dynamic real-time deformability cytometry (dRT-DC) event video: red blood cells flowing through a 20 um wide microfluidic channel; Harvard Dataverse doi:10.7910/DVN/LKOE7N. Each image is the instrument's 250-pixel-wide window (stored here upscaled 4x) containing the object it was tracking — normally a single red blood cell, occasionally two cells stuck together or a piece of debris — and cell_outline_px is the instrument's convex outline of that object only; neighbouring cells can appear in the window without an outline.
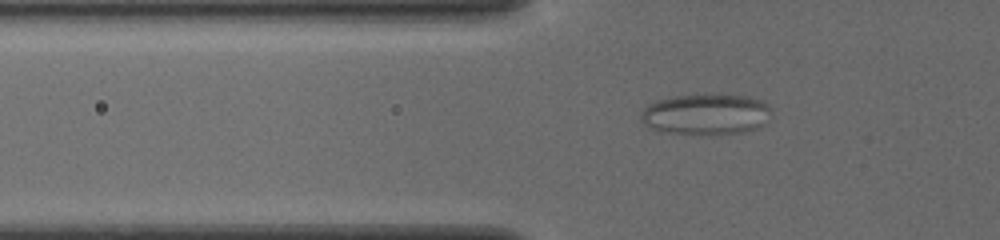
{"species": "common noctule bat (a hibernating species)", "species_latin": "Nyctalus noctula", "temperature_condition": "cold", "stored_images_in_passage": 44, "camera_frame_rate_fps": 3000, "um_per_image_px": 0.085, "animal": {"sex": "female", "body_mass_g": 19.5, "forearm_length_mm": 54.1}, "frame": {"image": 1, "passage_image": 8, "time_ms": 2.333, "image_size_px": [1000, 240], "cell_outline_px": [[768, 108], [760, 124], [756, 128], [744, 132], [716, 136], [700, 136], [656, 132], [644, 124], [640, 120], [640, 116], [644, 108], [660, 100], [676, 96], [748, 96], [760, 100]], "centroid_in_image_um": [59.87, 9.79], "position_along_channel_um": 65.9, "area_um2": 30.63}}
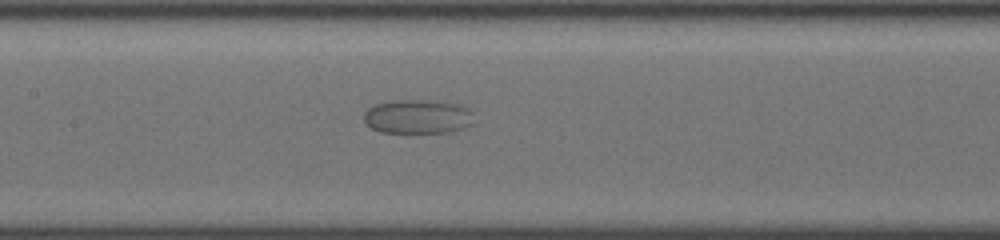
{"frame": {"image": 2, "passage_image": 17, "time_ms": 5.333, "image_size_px": [1000, 240], "cell_outline_px": [[472, 124], [448, 132], [380, 132], [372, 128], [364, 120], [364, 112], [368, 108], [376, 104], [400, 100], [416, 100], [456, 104], [468, 108], [472, 112]], "centroid_in_image_um": [35.48, 9.92], "position_along_channel_um": 171.9, "area_um2": 21.33}}
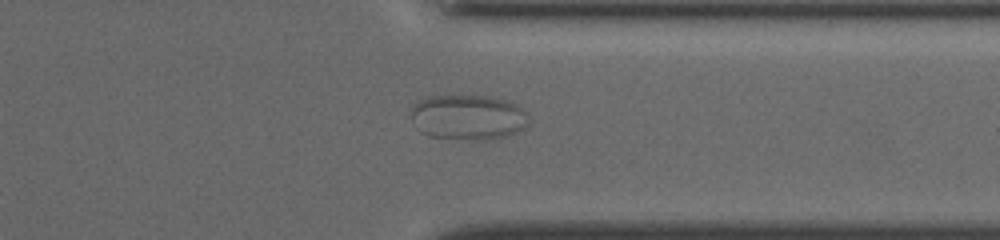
{"frame": {"image": 3, "passage_image": 33, "time_ms": 10.667, "image_size_px": [1000, 240], "cell_outline_px": [[528, 124], [524, 128], [504, 136], [488, 140], [468, 140], [428, 136], [420, 132], [412, 116], [412, 108], [420, 100], [428, 96], [492, 96], [512, 100], [524, 112]], "centroid_in_image_um": [39.79, 9.96], "position_along_channel_um": 371.6, "area_um2": 30.87}}